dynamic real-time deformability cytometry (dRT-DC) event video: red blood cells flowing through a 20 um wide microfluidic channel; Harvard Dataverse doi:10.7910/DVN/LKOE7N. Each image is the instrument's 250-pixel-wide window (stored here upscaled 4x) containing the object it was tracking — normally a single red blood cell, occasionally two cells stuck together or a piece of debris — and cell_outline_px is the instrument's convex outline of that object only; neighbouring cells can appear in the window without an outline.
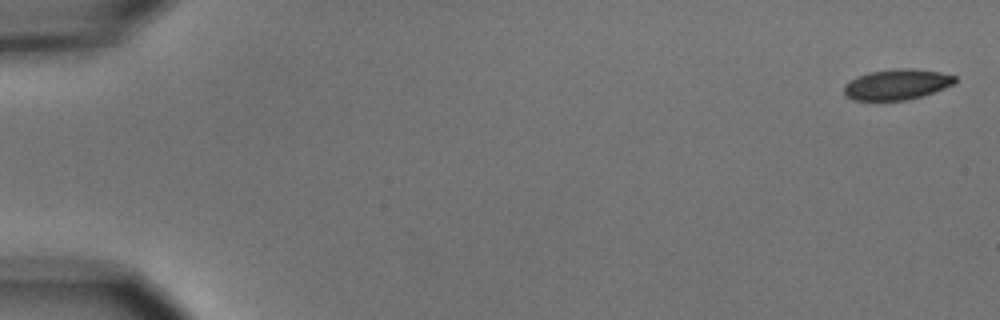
{"species": "common noctule bat (a hibernating species)", "species_latin": "Nyctalus noctula", "temperature_condition": "cold", "stored_images_in_passage": 11, "camera_frame_rate_fps": 3000, "um_per_image_px": 0.085, "animal": {"sex": "male", "body_mass_g": 15.6}, "frame": {"image": 1, "passage_image": 1, "time_ms": 0.0, "image_size_px": [1000, 320], "cell_outline_px": [[956, 80], [952, 84], [932, 92], [920, 96], [904, 100], [856, 100], [848, 96], [844, 92], [844, 84], [848, 80], [856, 76], [868, 72], [896, 68], [912, 68], [940, 72], [956, 76]], "centroid_in_image_um": [76.19, 7.15], "position_along_channel_um": 8.8, "area_um2": 19.59}}
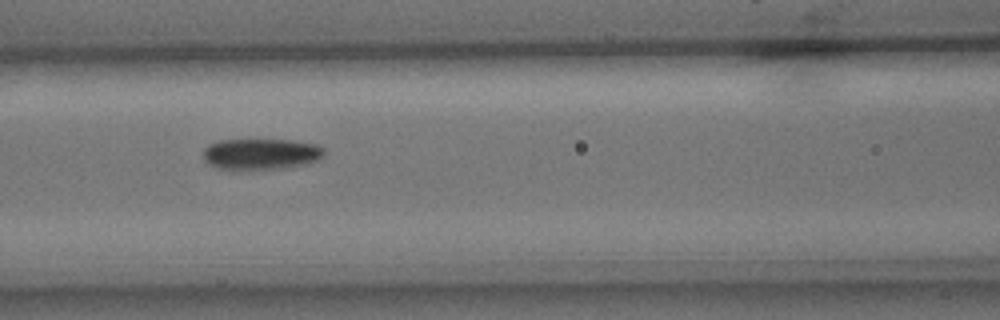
{"frame": {"image": 2, "passage_image": 7, "time_ms": 7.667, "image_size_px": [1000, 320], "cell_outline_px": [[324, 156], [320, 160], [308, 164], [280, 168], [232, 172], [216, 168], [208, 164], [204, 160], [204, 148], [208, 144], [220, 140], [288, 140], [316, 144], [324, 148]], "centroid_in_image_um": [22.15, 13.13], "position_along_channel_um": 144.5, "area_um2": 22.6}}
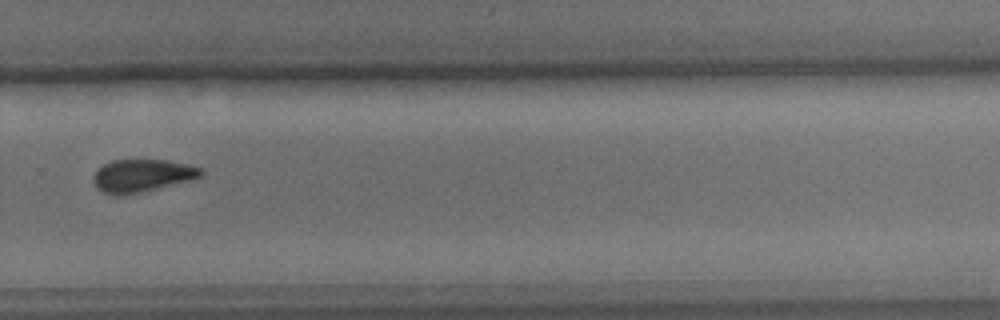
{"frame": {"image": 3, "passage_image": 11, "time_ms": 12.333, "image_size_px": [1000, 320], "cell_outline_px": [[204, 172], [200, 176], [188, 180], [156, 188], [136, 192], [104, 192], [96, 188], [92, 180], [92, 176], [104, 164], [112, 160], [164, 160], [188, 164], [200, 168]], "centroid_in_image_um": [12.07, 14.88], "position_along_channel_um": 317.7, "area_um2": 19.54}}